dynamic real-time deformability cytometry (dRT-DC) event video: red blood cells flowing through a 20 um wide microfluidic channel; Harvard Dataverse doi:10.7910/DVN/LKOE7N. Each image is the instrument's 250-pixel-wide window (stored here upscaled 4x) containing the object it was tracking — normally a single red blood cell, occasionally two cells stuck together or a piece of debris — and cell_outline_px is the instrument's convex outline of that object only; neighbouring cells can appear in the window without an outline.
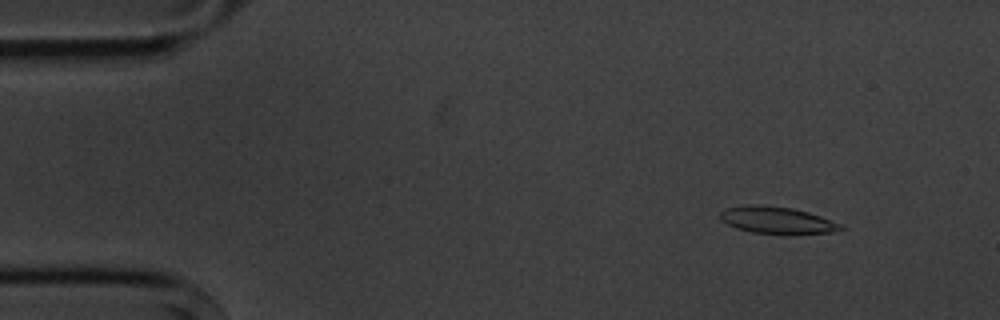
{"species": "common noctule bat (a hibernating species)", "species_latin": "Nyctalus noctula", "temperature_condition": "cold", "stored_images_in_passage": 5, "camera_frame_rate_fps": 3000, "um_per_image_px": 0.085, "animal": {"sex": "male", "body_mass_g": 20.1, "forearm_length_mm": 53.5}, "frame": {"image": 1, "passage_image": 2, "time_ms": 1.0, "image_size_px": [1000, 320], "cell_outline_px": [[848, 228], [832, 232], [792, 236], [788, 236], [752, 232], [736, 228], [720, 220], [720, 212], [724, 208], [748, 204], [756, 204], [792, 208], [808, 212], [820, 216], [840, 224]], "centroid_in_image_um": [66.06, 18.74], "position_along_channel_um": 18.9, "area_um2": 19.54}}
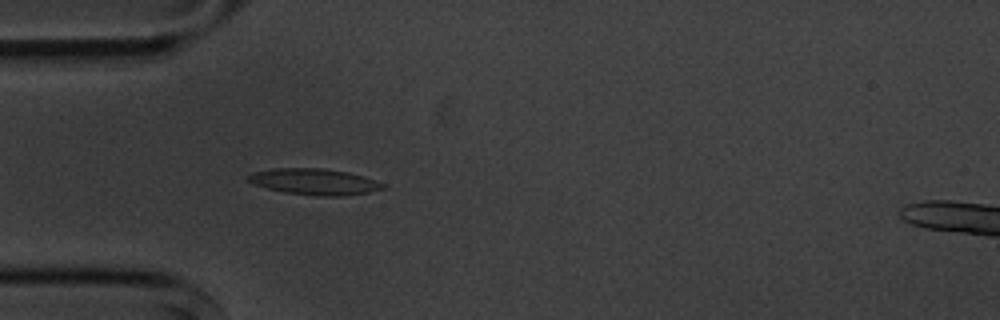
{"frame": {"image": 2, "passage_image": 5, "time_ms": 4.333, "image_size_px": [1000, 320], "cell_outline_px": [[384, 188], [368, 192], [344, 196], [316, 196], [284, 192], [252, 184], [248, 180], [248, 176], [252, 172], [272, 168], [320, 168], [348, 172], [364, 176], [384, 184]], "centroid_in_image_um": [26.7, 15.44], "position_along_channel_um": 58.3, "area_um2": 20.46}}